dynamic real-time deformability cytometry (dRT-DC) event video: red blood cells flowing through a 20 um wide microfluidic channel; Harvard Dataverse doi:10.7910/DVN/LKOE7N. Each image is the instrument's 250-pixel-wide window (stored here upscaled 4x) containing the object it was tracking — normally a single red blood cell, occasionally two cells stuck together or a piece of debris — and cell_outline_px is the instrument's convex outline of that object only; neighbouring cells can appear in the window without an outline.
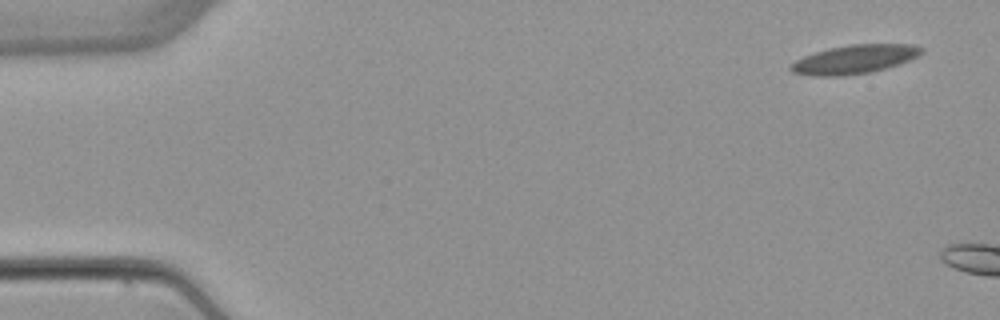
{"species": "common noctule bat (a hibernating species)", "species_latin": "Nyctalus noctula", "temperature_condition": "warm", "stored_images_in_passage": 2, "camera_frame_rate_fps": 3000, "um_per_image_px": 0.085, "animal": {"sex": "female", "body_mass_g": 22.7, "forearm_length_mm": 54.2}, "frame": {"image": 1, "passage_image": 1, "time_ms": 0.0, "image_size_px": [1000, 320], "cell_outline_px": [[924, 52], [900, 64], [868, 72], [840, 76], [812, 76], [792, 72], [788, 68], [796, 60], [804, 56], [828, 48], [852, 44], [912, 44], [924, 48]], "centroid_in_image_um": [72.62, 5.03], "position_along_channel_um": 12.4, "area_um2": 21.73}}